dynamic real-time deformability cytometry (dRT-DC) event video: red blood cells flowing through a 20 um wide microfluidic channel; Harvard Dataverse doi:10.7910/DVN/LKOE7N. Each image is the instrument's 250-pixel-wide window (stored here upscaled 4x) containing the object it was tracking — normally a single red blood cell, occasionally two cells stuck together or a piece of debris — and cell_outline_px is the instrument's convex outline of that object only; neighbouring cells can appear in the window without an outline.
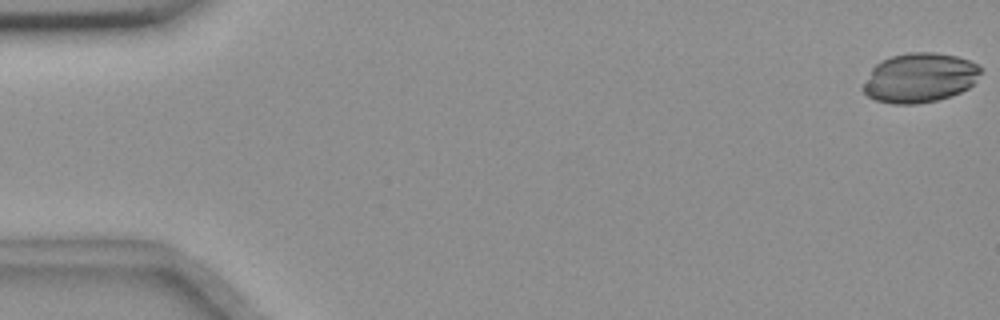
{"species": "common noctule bat (a hibernating species)", "species_latin": "Nyctalus noctula", "temperature_condition": "room temperature", "stored_images_in_passage": 9, "camera_frame_rate_fps": 3000, "um_per_image_px": 0.085, "animal": {"sex": "female", "body_mass_g": 18.4}, "frame": {"image": 1, "passage_image": 1, "time_ms": 0.0, "image_size_px": [1000, 320], "cell_outline_px": [[980, 72], [972, 84], [968, 88], [960, 92], [936, 100], [916, 104], [892, 104], [876, 100], [868, 96], [860, 88], [872, 68], [876, 64], [892, 56], [908, 52], [932, 52], [956, 56], [968, 60], [976, 64], [980, 68]], "centroid_in_image_um": [78.13, 6.61], "position_along_channel_um": 6.9, "area_um2": 33.64}}